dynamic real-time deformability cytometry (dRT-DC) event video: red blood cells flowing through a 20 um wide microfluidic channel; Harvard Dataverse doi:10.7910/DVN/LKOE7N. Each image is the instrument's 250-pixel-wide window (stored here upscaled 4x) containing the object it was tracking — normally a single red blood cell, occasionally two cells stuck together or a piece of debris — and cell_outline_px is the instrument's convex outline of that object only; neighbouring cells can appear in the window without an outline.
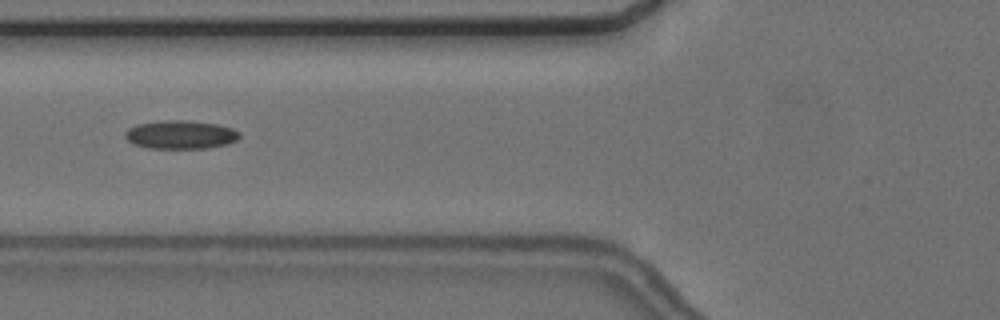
{"species": "common noctule bat (a hibernating species)", "species_latin": "Nyctalus noctula", "temperature_condition": "cold", "stored_images_in_passage": 3, "camera_frame_rate_fps": 3000, "um_per_image_px": 0.085, "animal": {"sex": "female", "body_mass_g": 24.6, "forearm_length_mm": 56.2}, "frame": {"image": 1, "passage_image": 2, "time_ms": 1.0, "image_size_px": [1000, 320], "cell_outline_px": [[240, 136], [236, 140], [228, 144], [204, 148], [148, 148], [132, 144], [124, 136], [124, 132], [128, 128], [136, 124], [164, 120], [188, 120], [216, 124], [232, 128], [240, 132]], "centroid_in_image_um": [15.32, 11.44], "position_along_channel_um": 110.5, "area_um2": 19.07}}
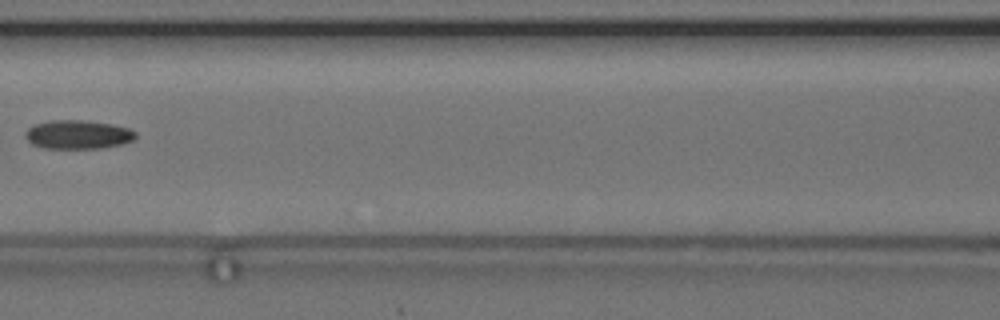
{"frame": {"image": 2, "passage_image": 3, "time_ms": 2.333, "image_size_px": [1000, 320], "cell_outline_px": [[136, 136], [132, 140], [120, 144], [100, 148], [44, 148], [32, 144], [24, 136], [24, 132], [32, 124], [52, 120], [84, 120], [112, 124], [128, 128], [136, 132]], "centroid_in_image_um": [6.57, 11.42], "position_along_channel_um": 160.0, "area_um2": 18.5}}